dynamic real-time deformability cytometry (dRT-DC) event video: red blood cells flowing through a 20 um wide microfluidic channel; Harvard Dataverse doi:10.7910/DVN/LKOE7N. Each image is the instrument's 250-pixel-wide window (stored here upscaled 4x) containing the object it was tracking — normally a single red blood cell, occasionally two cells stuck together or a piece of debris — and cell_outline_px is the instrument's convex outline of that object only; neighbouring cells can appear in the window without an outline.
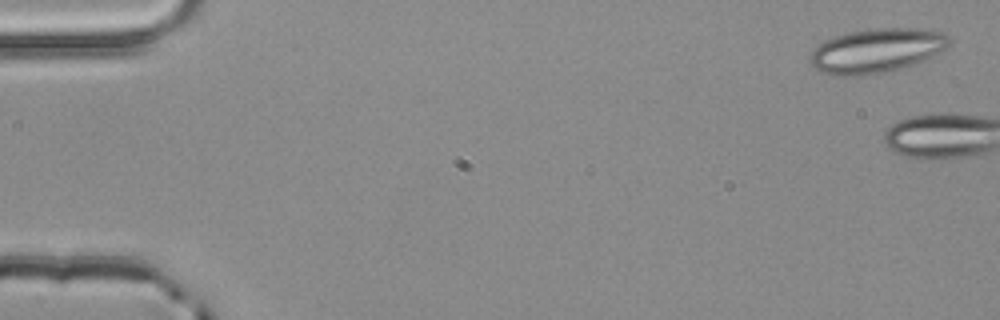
{"species": "common noctule bat (a hibernating species)", "species_latin": "Nyctalus noctula", "temperature_condition": "room temperature", "stored_images_in_passage": 6, "camera_frame_rate_fps": 3000, "um_per_image_px": 0.085, "animal": {"sex": "male", "body_mass_g": 20.4}, "frame": {"image": 1, "passage_image": 1, "time_ms": 0.0, "image_size_px": [1000, 320], "cell_outline_px": [[948, 44], [940, 52], [924, 60], [900, 68], [884, 72], [860, 76], [832, 76], [820, 72], [808, 60], [808, 56], [824, 40], [848, 32], [872, 28], [920, 28], [944, 32], [948, 36]], "centroid_in_image_um": [74.47, 4.3], "position_along_channel_um": 10.5, "area_um2": 35.89}}
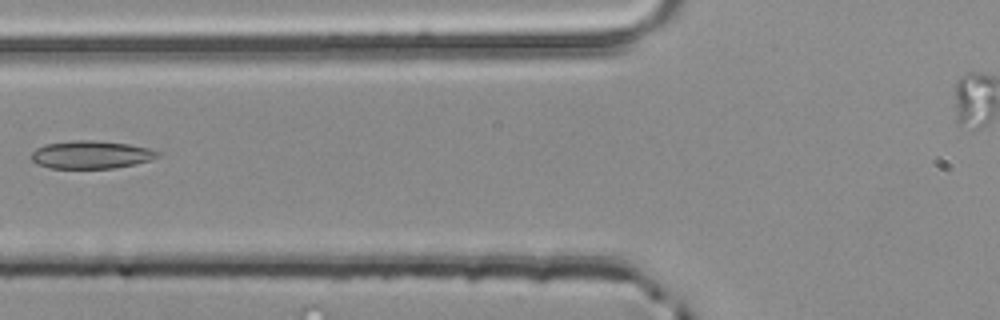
{"frame": {"image": 2, "passage_image": 6, "time_ms": 1.667, "image_size_px": [1000, 320], "cell_outline_px": [[160, 156], [152, 160], [136, 164], [116, 168], [48, 168], [36, 164], [32, 160], [32, 152], [36, 148], [44, 144], [76, 140], [92, 140], [128, 144], [148, 148], [160, 152]], "centroid_in_image_um": [7.75, 13.15], "position_along_channel_um": 118.1, "area_um2": 20.63}}